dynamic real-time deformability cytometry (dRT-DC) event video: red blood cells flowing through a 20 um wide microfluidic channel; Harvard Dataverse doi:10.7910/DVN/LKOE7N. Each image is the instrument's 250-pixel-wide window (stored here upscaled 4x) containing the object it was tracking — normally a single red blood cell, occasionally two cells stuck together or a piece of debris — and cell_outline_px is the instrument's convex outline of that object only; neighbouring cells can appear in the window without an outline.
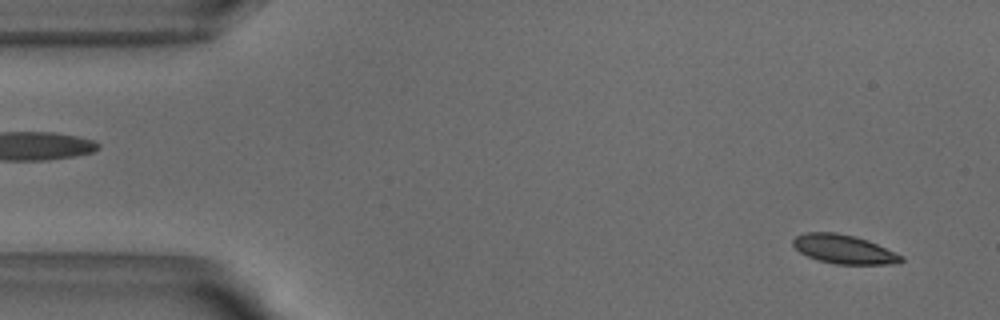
{"species": "common noctule bat (a hibernating species)", "species_latin": "Nyctalus noctula", "temperature_condition": "warm", "stored_images_in_passage": 53, "segment_of_instrument_passage": [1, 2], "camera_frame_rate_fps": 3000, "um_per_image_px": 0.085, "animal": {"sex": "male", "body_mass_g": 18.8}, "frame": {"image": 1, "passage_image": 3, "time_ms": 0.667, "image_size_px": [1000, 320], "cell_outline_px": [[904, 260], [900, 264], [836, 264], [816, 260], [800, 252], [792, 244], [792, 240], [796, 236], [804, 232], [836, 232], [856, 236], [868, 240], [904, 256]], "centroid_in_image_um": [71.74, 21.18], "position_along_channel_um": 13.3, "area_um2": 18.44}}
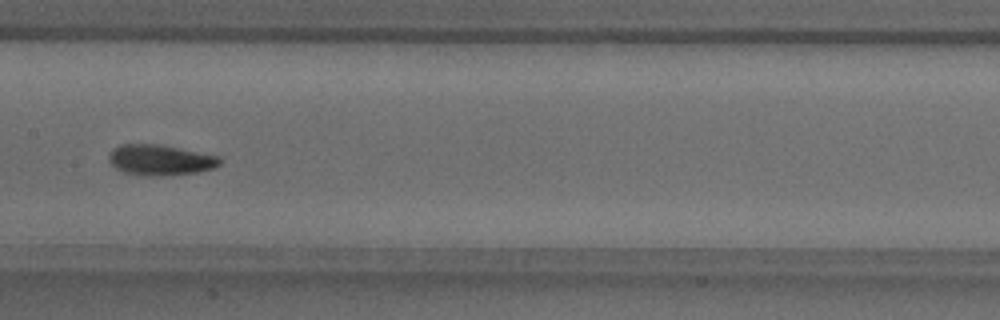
{"frame": {"image": 2, "passage_image": 25, "time_ms": 8.0, "image_size_px": [1000, 320], "cell_outline_px": [[220, 164], [212, 168], [196, 172], [164, 176], [144, 176], [124, 172], [116, 168], [108, 160], [108, 152], [112, 148], [120, 144], [156, 144], [220, 156]], "centroid_in_image_um": [13.56, 13.6], "position_along_channel_um": 193.8, "area_um2": 19.77}}
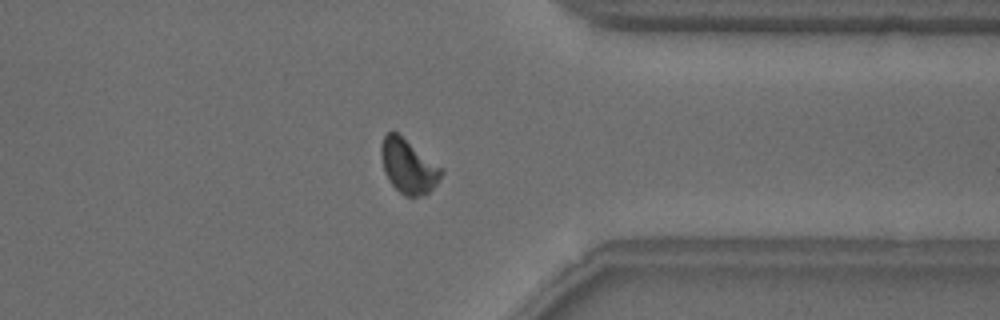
{"frame": {"image": 3, "passage_image": 40, "time_ms": 13.0, "image_size_px": [1000, 320], "cell_outline_px": [[444, 172], [436, 184], [424, 196], [404, 196], [388, 180], [384, 172], [380, 156], [380, 148], [384, 136], [388, 132], [396, 132], [440, 168]], "centroid_in_image_um": [34.66, 14.16], "position_along_channel_um": 376.7, "area_um2": 18.44}}